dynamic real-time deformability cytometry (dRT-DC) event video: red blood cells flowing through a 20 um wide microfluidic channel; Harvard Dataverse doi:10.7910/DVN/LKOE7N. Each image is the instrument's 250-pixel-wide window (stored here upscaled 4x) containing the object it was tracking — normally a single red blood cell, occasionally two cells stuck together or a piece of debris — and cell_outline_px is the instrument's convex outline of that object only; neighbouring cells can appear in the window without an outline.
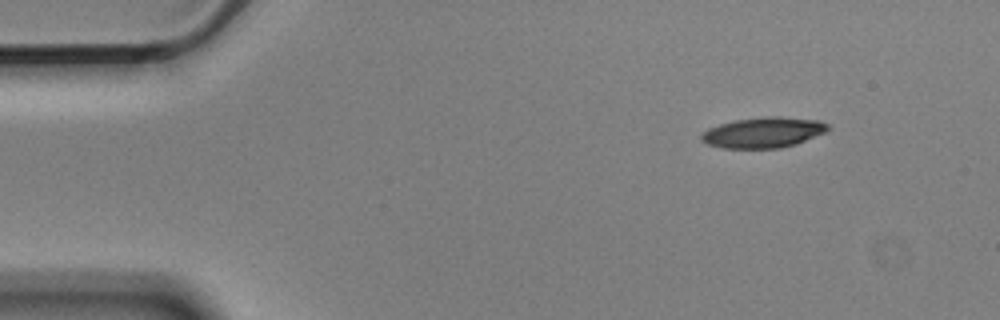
{"species": "Egyptian fruit bat (a non-hibernating species)", "species_latin": "Rousettus aegyptiacus", "temperature_condition": "cold", "stored_images_in_passage": 6, "segment_of_instrument_passage": [2, 2], "camera_frame_rate_fps": 3000, "um_per_image_px": 0.085, "animal": {"sex": "male"}, "frame": {"image": 1, "passage_image": 6, "time_ms": 1.667, "image_size_px": [1000, 320], "cell_outline_px": [[832, 128], [828, 132], [796, 144], [780, 148], [724, 148], [708, 144], [700, 140], [700, 136], [708, 128], [732, 120], [764, 116], [780, 116], [820, 120], [828, 124]], "centroid_in_image_um": [64.94, 11.25], "position_along_channel_um": 20.1, "area_um2": 22.89}}